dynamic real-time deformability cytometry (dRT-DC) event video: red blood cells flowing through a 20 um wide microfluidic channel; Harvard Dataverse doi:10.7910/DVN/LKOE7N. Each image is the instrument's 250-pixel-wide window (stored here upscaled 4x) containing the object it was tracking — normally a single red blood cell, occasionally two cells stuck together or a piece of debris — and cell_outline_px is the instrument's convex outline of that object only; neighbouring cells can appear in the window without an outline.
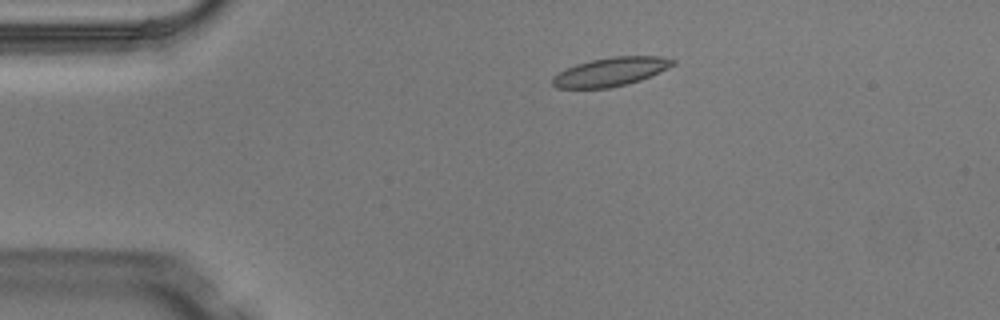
{"species": "Egyptian fruit bat (a non-hibernating species)", "species_latin": "Rousettus aegyptiacus", "temperature_condition": "warm", "stored_images_in_passage": 3, "camera_frame_rate_fps": 3000, "um_per_image_px": 0.085, "animal": {"sex": "male"}, "frame": {"image": 1, "passage_image": 2, "time_ms": 0.333, "image_size_px": [1000, 320], "cell_outline_px": [[676, 64], [668, 68], [640, 80], [608, 88], [556, 88], [552, 84], [552, 76], [576, 64], [592, 60], [612, 56], [660, 56], [676, 60]], "centroid_in_image_um": [51.91, 6.09], "position_along_channel_um": 33.1, "area_um2": 19.94}}